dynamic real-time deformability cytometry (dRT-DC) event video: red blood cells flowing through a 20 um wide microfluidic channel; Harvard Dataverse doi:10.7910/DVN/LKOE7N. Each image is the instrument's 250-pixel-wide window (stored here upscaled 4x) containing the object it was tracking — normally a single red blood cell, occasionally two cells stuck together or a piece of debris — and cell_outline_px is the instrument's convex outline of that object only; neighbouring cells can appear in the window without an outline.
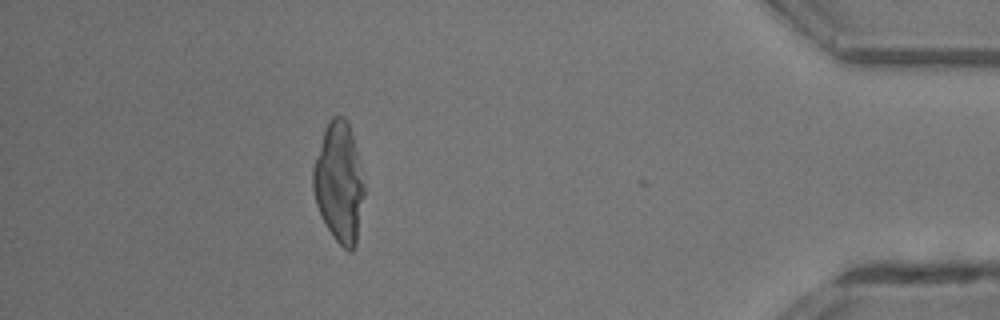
{"species": "common noctule bat (a hibernating species)", "species_latin": "Nyctalus noctula", "temperature_condition": "room temperature", "stored_images_in_passage": 38, "camera_frame_rate_fps": 3000, "um_per_image_px": 0.085, "animal": {"sex": "male", "body_mass_g": 13.3}, "frame": {"image": 1, "passage_image": 37, "time_ms": 12.0, "image_size_px": [1000, 320], "cell_outline_px": [[364, 196], [356, 248], [352, 252], [348, 252], [332, 236], [316, 204], [312, 188], [312, 172], [324, 132], [332, 116], [344, 116], [348, 120], [364, 184]], "centroid_in_image_um": [28.83, 15.57], "position_along_channel_um": 406.4, "area_um2": 35.26}}